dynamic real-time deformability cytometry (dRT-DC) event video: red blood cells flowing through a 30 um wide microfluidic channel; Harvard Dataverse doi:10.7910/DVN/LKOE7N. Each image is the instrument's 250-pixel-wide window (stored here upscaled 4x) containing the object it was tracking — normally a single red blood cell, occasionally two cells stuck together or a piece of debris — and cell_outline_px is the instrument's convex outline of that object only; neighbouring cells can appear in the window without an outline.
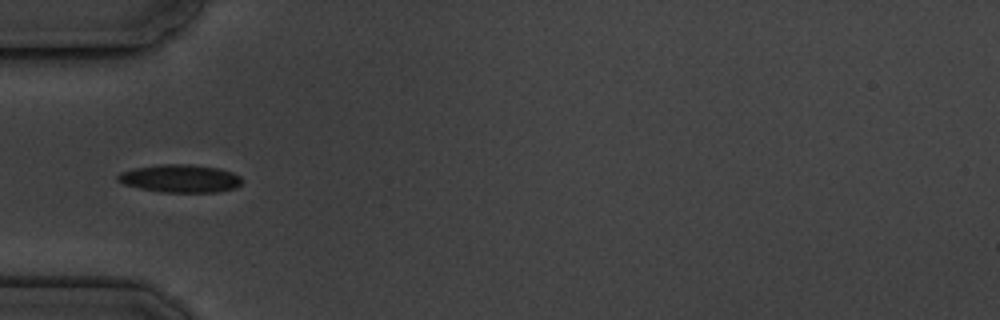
{"species": "common noctule bat (a hibernating species)", "species_latin": "Nyctalus noctula", "temperature_condition": "cold", "stored_images_in_passage": 5, "camera_frame_rate_fps": 3000, "um_per_image_px": 0.085, "animal": {"sex": "male", "body_mass_g": 19.5, "forearm_length_mm": 54.6}, "frame": {"image": 1, "passage_image": 4, "time_ms": 4.333, "image_size_px": [1000, 320], "cell_outline_px": [[244, 180], [236, 188], [216, 192], [160, 192], [140, 188], [124, 184], [116, 180], [116, 176], [120, 172], [136, 168], [164, 164], [188, 164], [216, 168], [232, 172], [240, 176]], "centroid_in_image_um": [15.32, 15.18], "position_along_channel_um": 69.7, "area_um2": 20.11}}